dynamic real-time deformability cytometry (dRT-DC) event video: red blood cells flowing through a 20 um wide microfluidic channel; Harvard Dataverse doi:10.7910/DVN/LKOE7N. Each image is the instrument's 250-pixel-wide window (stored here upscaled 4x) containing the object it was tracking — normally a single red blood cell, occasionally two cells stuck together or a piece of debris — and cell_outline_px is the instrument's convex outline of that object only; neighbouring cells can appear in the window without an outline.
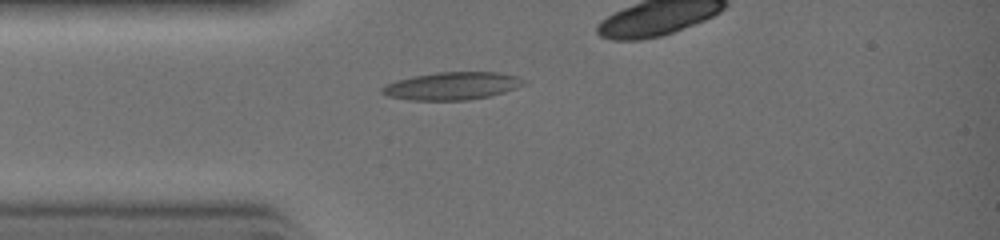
{"species": "common noctule bat (a hibernating species)", "species_latin": "Nyctalus noctula", "temperature_condition": "warm", "stored_images_in_passage": 19, "camera_frame_rate_fps": 3000, "um_per_image_px": 0.085, "animal": {"sex": "female", "body_mass_g": 19.0, "forearm_length_mm": 51.5}, "frame": {"image": 1, "passage_image": 1, "time_ms": 0.0, "image_size_px": [1000, 240], "cell_outline_px": [[528, 84], [504, 92], [488, 96], [468, 100], [408, 100], [388, 96], [380, 92], [380, 88], [396, 80], [412, 76], [436, 72], [500, 72], [516, 76], [524, 80]], "centroid_in_image_um": [38.42, 7.3], "position_along_channel_um": 46.6, "area_um2": 22.95}}
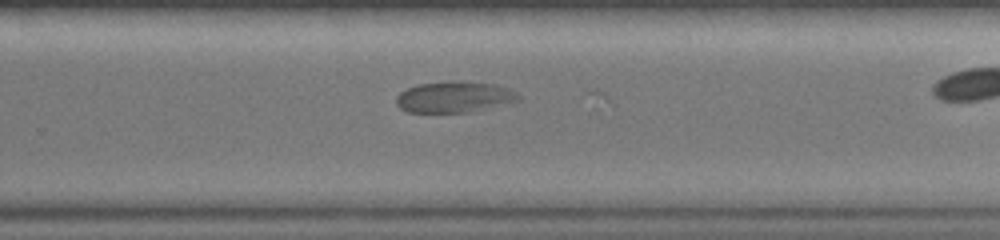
{"frame": {"image": 2, "passage_image": 14, "time_ms": 4.333, "image_size_px": [1000, 240], "cell_outline_px": [[520, 100], [468, 112], [408, 112], [400, 108], [396, 104], [396, 96], [400, 92], [408, 88], [420, 84], [444, 80], [456, 80], [496, 84], [508, 88], [516, 92], [520, 96]], "centroid_in_image_um": [38.59, 8.22], "position_along_channel_um": 291.2, "area_um2": 22.2}}
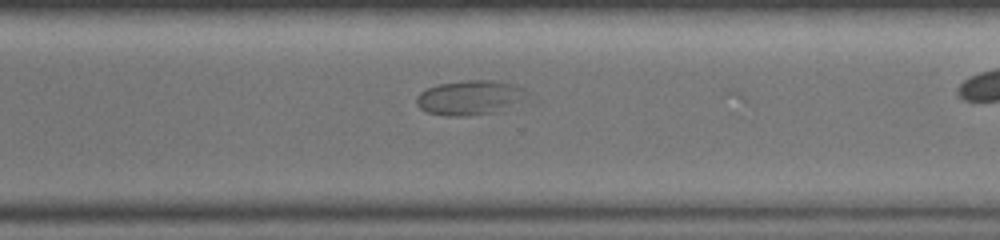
{"frame": {"image": 3, "passage_image": 16, "time_ms": 5.0, "image_size_px": [1000, 240], "cell_outline_px": [[540, 104], [496, 112], [472, 116], [444, 116], [428, 112], [420, 108], [416, 104], [416, 100], [420, 92], [428, 88], [440, 84], [460, 80], [492, 80], [516, 84], [524, 88], [540, 100]], "centroid_in_image_um": [40.31, 8.33], "position_along_channel_um": 330.3, "area_um2": 24.33}}